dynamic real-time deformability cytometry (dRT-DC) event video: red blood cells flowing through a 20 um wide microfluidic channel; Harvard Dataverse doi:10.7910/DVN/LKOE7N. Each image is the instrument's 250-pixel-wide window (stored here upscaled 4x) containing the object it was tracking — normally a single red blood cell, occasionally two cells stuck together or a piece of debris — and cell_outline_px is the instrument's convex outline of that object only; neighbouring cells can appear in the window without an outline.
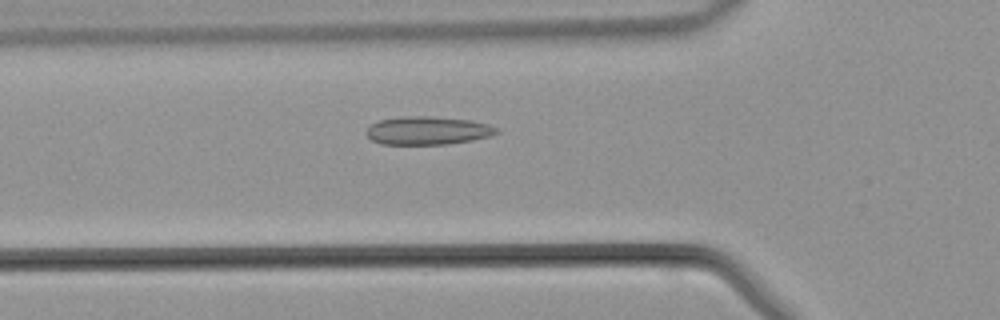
{"species": "common noctule bat (a hibernating species)", "species_latin": "Nyctalus noctula", "temperature_condition": "warm", "stored_images_in_passage": 39, "camera_frame_rate_fps": 3000, "um_per_image_px": 0.085, "animal": {"sex": "male", "body_mass_g": 21.5, "forearm_length_mm": 52.0}, "frame": {"image": 1, "passage_image": 10, "time_ms": 3.0, "image_size_px": [1000, 320], "cell_outline_px": [[500, 132], [492, 136], [472, 140], [448, 144], [380, 144], [372, 140], [364, 132], [372, 124], [380, 120], [400, 116], [432, 116], [472, 120], [488, 124], [496, 128]], "centroid_in_image_um": [36.37, 11.09], "position_along_channel_um": 89.4, "area_um2": 21.56}}
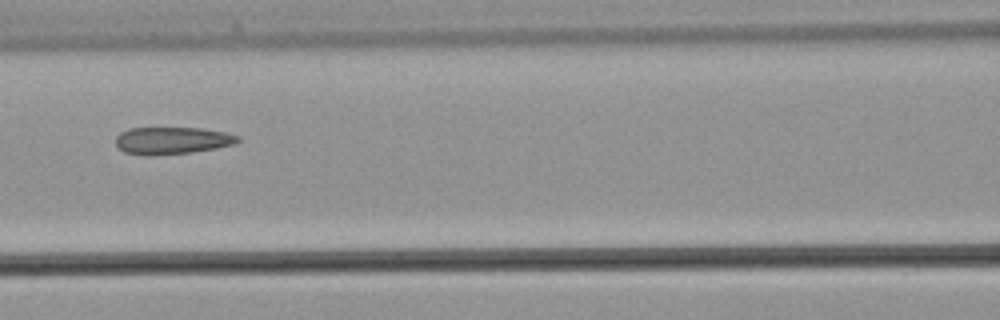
{"frame": {"image": 2, "passage_image": 14, "time_ms": 4.333, "image_size_px": [1000, 320], "cell_outline_px": [[240, 140], [232, 144], [216, 148], [192, 152], [148, 156], [144, 156], [124, 152], [116, 144], [116, 136], [120, 132], [128, 128], [200, 128], [224, 132], [240, 136]], "centroid_in_image_um": [14.59, 11.95], "position_along_channel_um": 152.0, "area_um2": 19.36}}
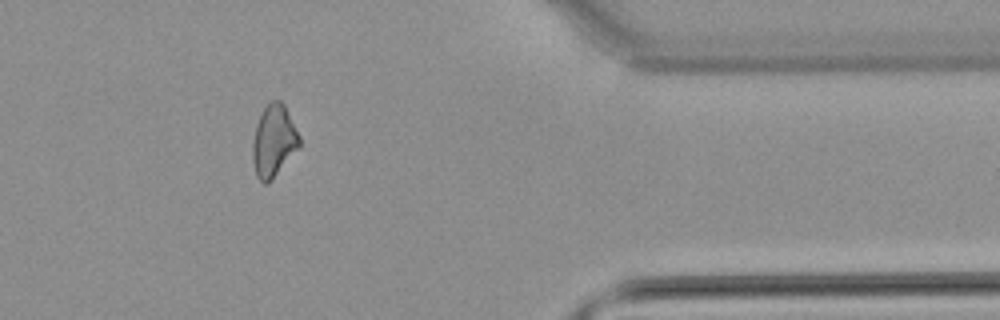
{"frame": {"image": 3, "passage_image": 31, "time_ms": 10.0, "image_size_px": [1000, 320], "cell_outline_px": [[300, 148], [272, 180], [268, 184], [264, 184], [256, 176], [252, 160], [252, 144], [256, 124], [264, 108], [272, 100], [280, 100], [284, 104], [300, 136]], "centroid_in_image_um": [23.27, 12.02], "position_along_channel_um": 388.1, "area_um2": 19.83}}